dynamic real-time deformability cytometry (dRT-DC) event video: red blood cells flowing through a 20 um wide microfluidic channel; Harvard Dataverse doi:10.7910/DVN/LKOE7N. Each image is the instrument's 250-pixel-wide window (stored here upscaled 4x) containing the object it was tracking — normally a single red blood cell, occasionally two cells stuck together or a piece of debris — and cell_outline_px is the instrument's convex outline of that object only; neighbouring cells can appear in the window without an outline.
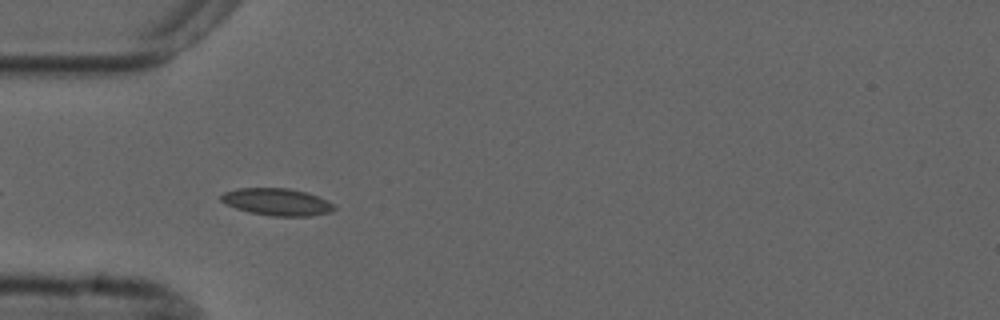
{"species": "common noctule bat (a hibernating species)", "species_latin": "Nyctalus noctula", "temperature_condition": "cold", "stored_images_in_passage": 37, "camera_frame_rate_fps": 3000, "um_per_image_px": 0.085, "animal": {"sex": "male", "forearm_length_mm": 52.5}, "frame": {"image": 1, "passage_image": 4, "time_ms": 1.0, "image_size_px": [1000, 320], "cell_outline_px": [[336, 208], [332, 212], [312, 216], [272, 216], [252, 212], [236, 208], [224, 204], [220, 200], [220, 196], [224, 192], [236, 188], [288, 188], [308, 192], [328, 200]], "centroid_in_image_um": [23.56, 17.16], "position_along_channel_um": 61.4, "area_um2": 18.03}}
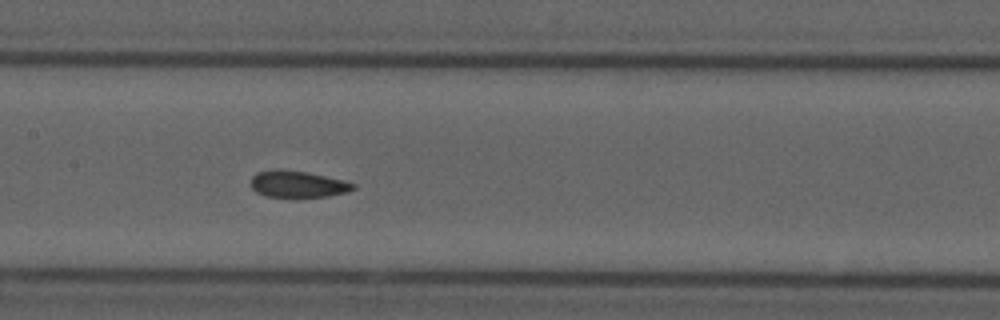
{"frame": {"image": 2, "passage_image": 14, "time_ms": 4.333, "image_size_px": [1000, 320], "cell_outline_px": [[356, 188], [348, 192], [328, 196], [264, 196], [256, 192], [252, 188], [252, 176], [256, 172], [276, 168], [280, 168], [308, 172], [344, 180], [356, 184]], "centroid_in_image_um": [25.31, 15.62], "position_along_channel_um": 182.1, "area_um2": 15.95}}
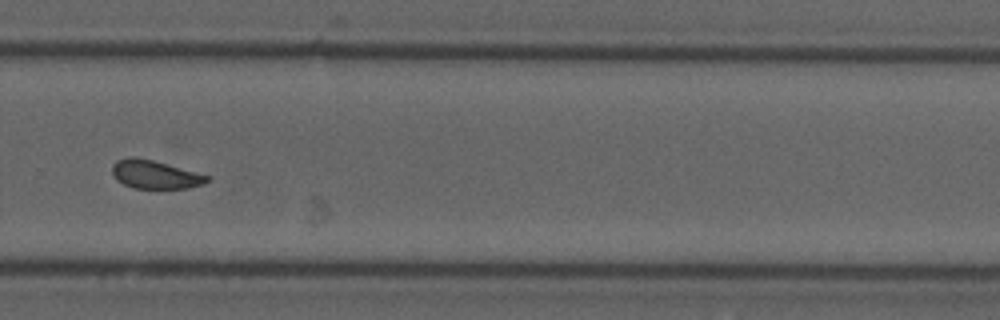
{"frame": {"image": 3, "passage_image": 25, "time_ms": 8.0, "image_size_px": [1000, 320], "cell_outline_px": [[212, 180], [204, 184], [188, 188], [132, 188], [116, 180], [112, 176], [112, 164], [116, 160], [128, 156], [132, 156], [152, 160], [212, 176]], "centroid_in_image_um": [13.18, 14.83], "position_along_channel_um": 316.6, "area_um2": 15.95}, "authors_computed_cell_mechanics": {"area_um2": 16.473, "velocity_mm_per_s": 3.6853, "shape_relaxation_time_tau1_ms": 8.5039, "shape_relaxation_time_tau2_ms": 1.8038, "deformation_change_tau1": 0.1332, "deformation_change_tau2": 0.0675}}